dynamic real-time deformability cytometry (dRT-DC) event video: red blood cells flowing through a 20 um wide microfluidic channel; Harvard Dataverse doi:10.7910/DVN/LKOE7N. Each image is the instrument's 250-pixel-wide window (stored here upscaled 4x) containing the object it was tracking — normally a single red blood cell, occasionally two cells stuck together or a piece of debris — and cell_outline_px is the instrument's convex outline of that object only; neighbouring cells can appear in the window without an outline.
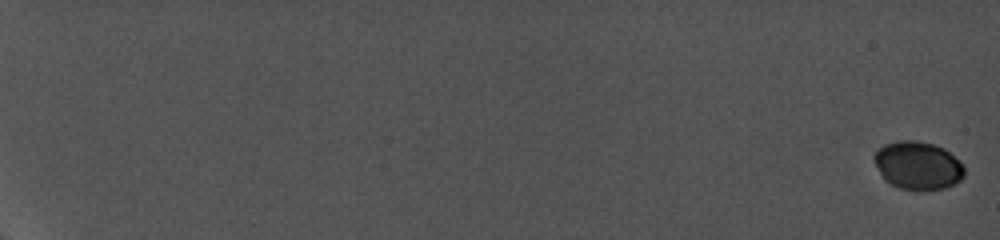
{"species": "common noctule bat (a hibernating species)", "species_latin": "Nyctalus noctula", "temperature_condition": "cold", "stored_images_in_passage": 27, "camera_frame_rate_fps": 5000, "um_per_image_px": 0.085, "animal": {"sex": "female", "body_mass_g": 19.0, "forearm_length_mm": 56.7}, "frame": {"image": 1, "passage_image": 1, "time_ms": 0.0, "image_size_px": [1000, 240], "cell_outline_px": [[964, 176], [960, 180], [944, 188], [900, 188], [892, 184], [880, 172], [872, 160], [872, 156], [884, 144], [900, 140], [916, 140], [932, 144], [944, 148], [964, 168]], "centroid_in_image_um": [77.98, 14.02], "position_along_channel_um": 7.0, "area_um2": 24.45}}
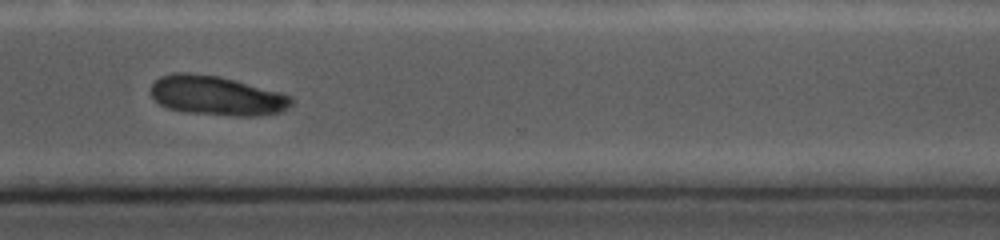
{"frame": {"image": 2, "passage_image": 24, "time_ms": 16.4, "image_size_px": [1000, 240], "cell_outline_px": [[296, 100], [288, 108], [280, 112], [256, 116], [236, 116], [188, 112], [168, 108], [160, 104], [152, 96], [152, 84], [160, 76], [172, 72], [188, 72], [216, 76], [280, 92], [292, 96]], "centroid_in_image_um": [18.44, 8.13], "position_along_channel_um": 352.2, "area_um2": 32.08}}
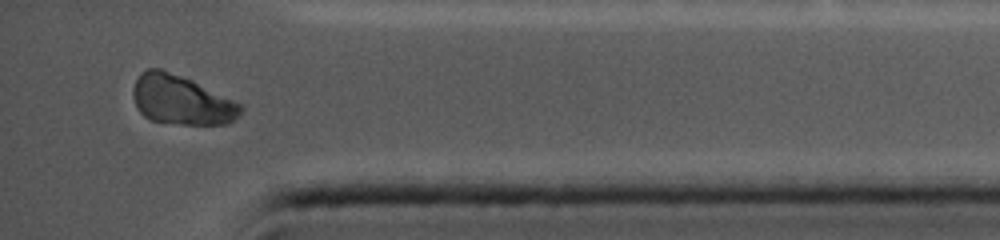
{"frame": {"image": 3, "passage_image": 27, "time_ms": 18.2, "image_size_px": [1000, 240], "cell_outline_px": [[244, 108], [228, 124], [180, 124], [152, 120], [144, 116], [136, 108], [132, 96], [132, 88], [140, 72], [148, 68], [160, 68], [192, 80], [244, 104]], "centroid_in_image_um": [15.4, 8.49], "position_along_channel_um": 419.8, "area_um2": 31.1}}